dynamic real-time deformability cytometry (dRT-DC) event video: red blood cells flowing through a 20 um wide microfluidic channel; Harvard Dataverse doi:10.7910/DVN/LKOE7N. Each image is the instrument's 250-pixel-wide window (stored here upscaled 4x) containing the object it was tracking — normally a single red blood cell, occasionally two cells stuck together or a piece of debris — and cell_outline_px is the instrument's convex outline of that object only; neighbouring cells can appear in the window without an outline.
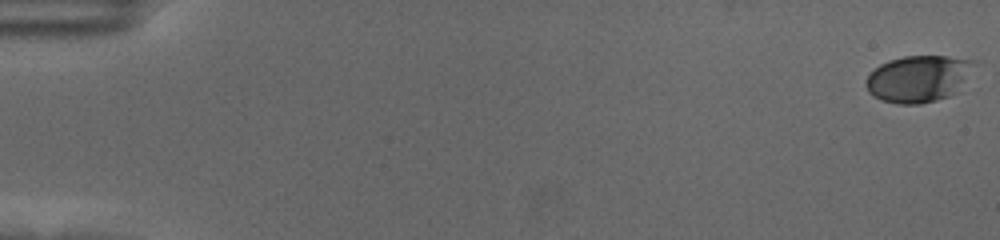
{"species": "human", "species_latin": "Homo sapiens", "temperature_condition": "cold", "stored_images_in_passage": 59, "camera_frame_rate_fps": 3000, "um_per_image_px": 0.085, "donor": {"sex": "female"}, "frame": {"image": 1, "passage_image": 1, "time_ms": 0.0, "image_size_px": [1000, 240], "cell_outline_px": [[976, 64], [952, 92], [948, 96], [936, 100], [920, 104], [896, 104], [880, 100], [872, 96], [868, 92], [864, 84], [868, 76], [880, 64], [888, 60], [904, 56], [948, 56], [976, 60]], "centroid_in_image_um": [77.98, 6.68], "position_along_channel_um": 7.0, "area_um2": 29.07}}
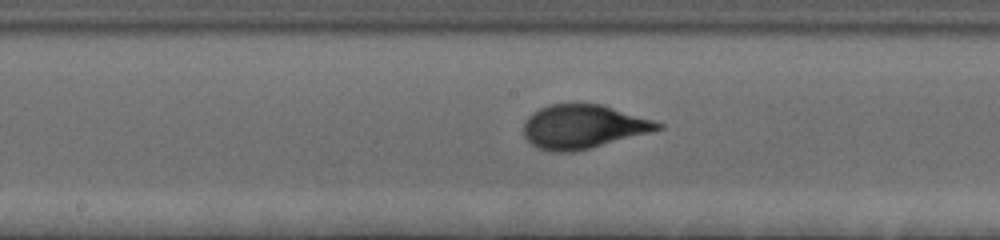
{"frame": {"image": 2, "passage_image": 32, "time_ms": 10.333, "image_size_px": [1000, 240], "cell_outline_px": [[664, 128], [588, 148], [572, 152], [548, 152], [532, 144], [524, 136], [524, 120], [532, 112], [548, 104], [600, 104], [652, 120], [664, 124]], "centroid_in_image_um": [49.51, 10.76], "position_along_channel_um": 198.7, "area_um2": 33.76}}
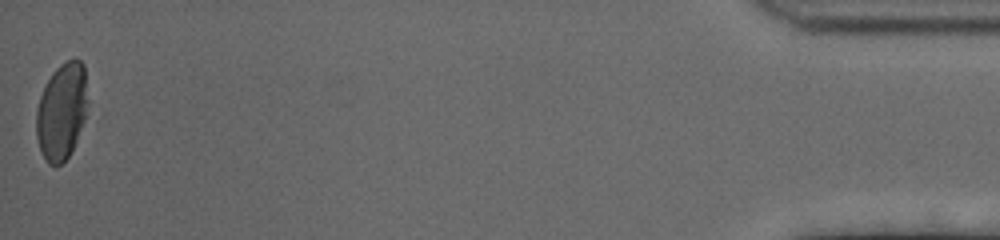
{"frame": {"image": 3, "passage_image": 59, "time_ms": 19.333, "image_size_px": [1000, 240], "cell_outline_px": [[88, 100], [84, 120], [76, 140], [68, 156], [60, 164], [48, 164], [40, 148], [36, 136], [36, 112], [40, 96], [44, 84], [52, 72], [60, 64], [68, 60], [80, 60], [84, 64]], "centroid_in_image_um": [5.24, 9.41], "position_along_channel_um": 430.0, "area_um2": 28.84}, "authors_computed_cell_mechanics": {"area_um2": 32.4258, "velocity_mm_per_s": 3.524, "shape_relaxation_time_tau1_ms": 3.8801, "shape_relaxation_time_tau2_ms": null, "deformation_change_tau1": 0.1771, "deformation_change_tau2": null}}